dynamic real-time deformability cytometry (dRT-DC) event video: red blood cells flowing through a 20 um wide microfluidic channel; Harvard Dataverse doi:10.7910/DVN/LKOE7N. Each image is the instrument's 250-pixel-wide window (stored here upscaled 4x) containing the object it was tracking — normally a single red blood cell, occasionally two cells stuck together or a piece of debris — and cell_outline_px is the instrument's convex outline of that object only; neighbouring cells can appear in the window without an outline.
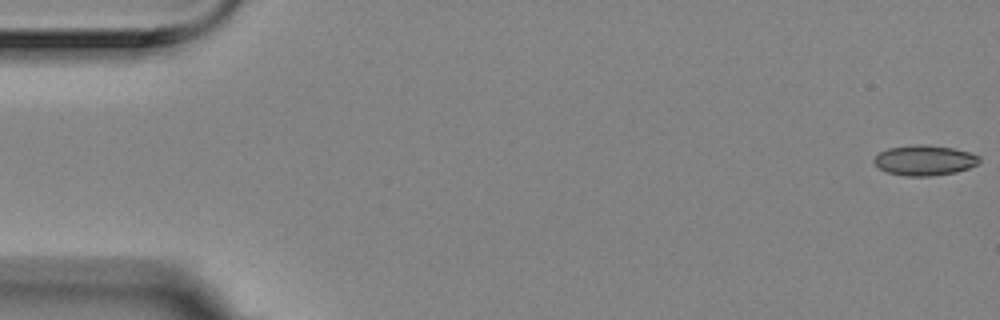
{"species": "Egyptian fruit bat (a non-hibernating species)", "species_latin": "Rousettus aegyptiacus", "temperature_condition": "room temperature", "stored_images_in_passage": 50, "camera_frame_rate_fps": 3000, "um_per_image_px": 0.085, "animal": {"sex": "female"}, "frame": {"image": 1, "passage_image": 1, "time_ms": 0.0, "image_size_px": [1000, 320], "cell_outline_px": [[980, 160], [976, 164], [968, 168], [956, 172], [932, 176], [904, 176], [888, 172], [880, 168], [872, 160], [880, 152], [888, 148], [916, 144], [920, 144], [952, 148], [968, 152], [980, 156]], "centroid_in_image_um": [78.57, 13.63], "position_along_channel_um": 6.4, "area_um2": 18.38}}
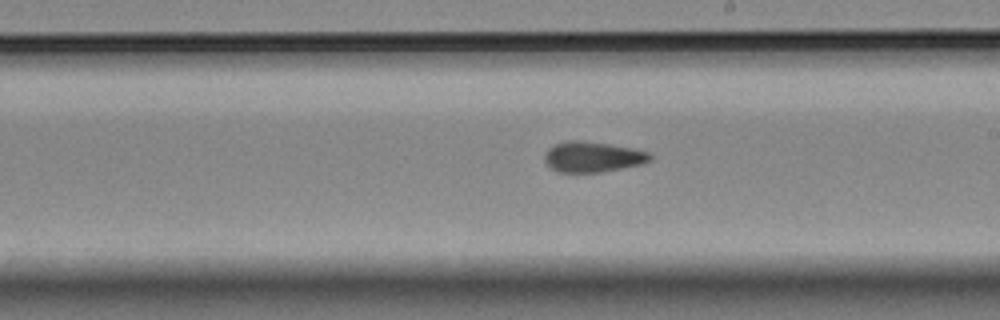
{"frame": {"image": 2, "passage_image": 32, "time_ms": 10.333, "image_size_px": [1000, 320], "cell_outline_px": [[652, 160], [640, 164], [600, 172], [556, 172], [544, 160], [544, 156], [548, 148], [552, 144], [568, 140], [580, 140], [608, 144], [632, 148], [648, 152], [652, 156]], "centroid_in_image_um": [50.34, 13.32], "position_along_channel_um": 238.7, "area_um2": 18.67}}
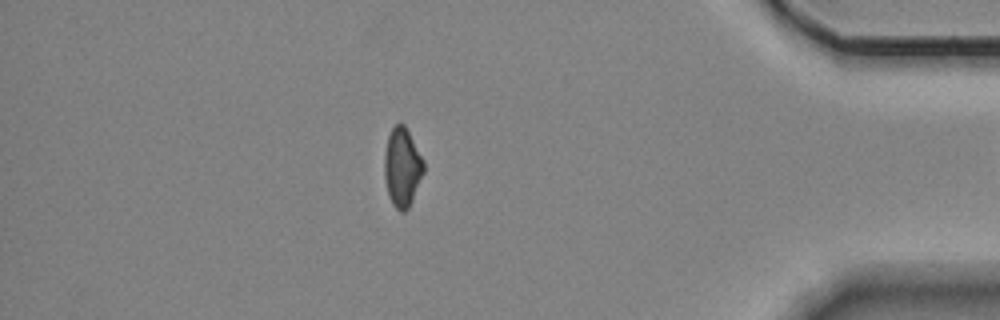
{"frame": {"image": 3, "passage_image": 49, "time_ms": 16.0, "image_size_px": [1000, 320], "cell_outline_px": [[424, 172], [412, 200], [408, 208], [404, 212], [400, 212], [392, 204], [388, 192], [384, 176], [384, 156], [388, 136], [392, 128], [400, 120], [404, 124], [424, 160]], "centroid_in_image_um": [34.19, 14.2], "position_along_channel_um": 401.0, "area_um2": 18.03}}